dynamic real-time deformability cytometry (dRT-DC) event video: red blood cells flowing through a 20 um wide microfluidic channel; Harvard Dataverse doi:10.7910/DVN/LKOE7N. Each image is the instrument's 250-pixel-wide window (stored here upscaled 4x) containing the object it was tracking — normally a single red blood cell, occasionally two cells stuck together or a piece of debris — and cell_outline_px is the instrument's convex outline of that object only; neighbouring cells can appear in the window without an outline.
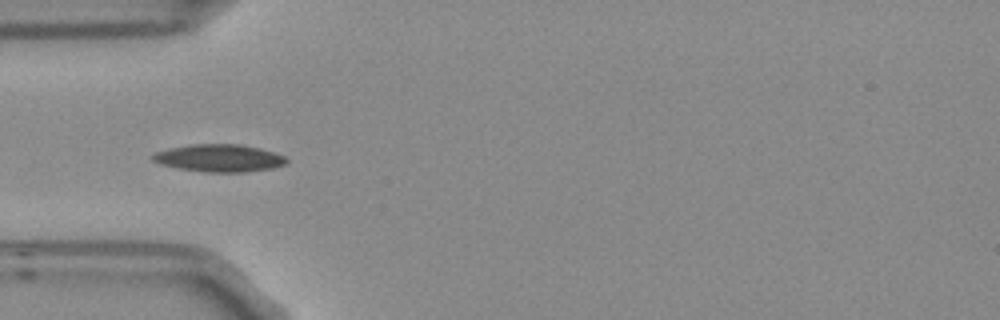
{"species": "Egyptian fruit bat (a non-hibernating species)", "species_latin": "Rousettus aegyptiacus", "temperature_condition": "room temperature", "stored_images_in_passage": 6, "camera_frame_rate_fps": 3000, "um_per_image_px": 0.085, "frame": {"image": 1, "passage_image": 4, "time_ms": 1.0, "image_size_px": [1000, 320], "cell_outline_px": [[288, 160], [284, 164], [272, 168], [244, 172], [204, 172], [180, 168], [160, 164], [152, 160], [152, 156], [156, 152], [172, 148], [192, 144], [240, 144], [260, 148], [284, 156]], "centroid_in_image_um": [18.64, 13.44], "position_along_channel_um": 66.4, "area_um2": 21.15}}